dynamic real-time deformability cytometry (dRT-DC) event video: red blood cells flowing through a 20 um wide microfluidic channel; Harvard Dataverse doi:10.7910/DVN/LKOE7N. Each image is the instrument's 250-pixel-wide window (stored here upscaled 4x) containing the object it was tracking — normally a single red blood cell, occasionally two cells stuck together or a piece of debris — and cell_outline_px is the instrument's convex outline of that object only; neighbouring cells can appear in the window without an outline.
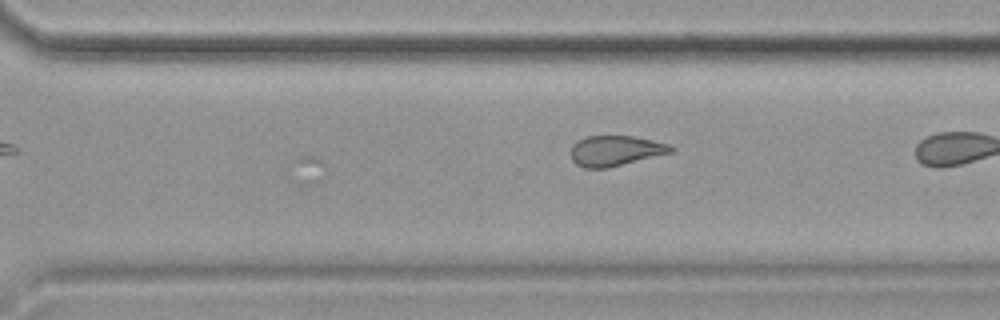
{"species": "common noctule bat (a hibernating species)", "species_latin": "Nyctalus noctula", "temperature_condition": "cold", "stored_images_in_passage": 17, "camera_frame_rate_fps": 3000, "um_per_image_px": 0.085, "animal": {"sex": "female", "body_mass_g": 19.9}, "frame": {"image": 1, "passage_image": 17, "time_ms": 5.333, "image_size_px": [1000, 320], "cell_outline_px": [[676, 148], [672, 152], [608, 168], [584, 168], [576, 164], [572, 160], [572, 144], [576, 140], [588, 136], [632, 136], [652, 140], [668, 144]], "centroid_in_image_um": [52.3, 12.81], "position_along_channel_um": 318.3, "area_um2": 17.63}}